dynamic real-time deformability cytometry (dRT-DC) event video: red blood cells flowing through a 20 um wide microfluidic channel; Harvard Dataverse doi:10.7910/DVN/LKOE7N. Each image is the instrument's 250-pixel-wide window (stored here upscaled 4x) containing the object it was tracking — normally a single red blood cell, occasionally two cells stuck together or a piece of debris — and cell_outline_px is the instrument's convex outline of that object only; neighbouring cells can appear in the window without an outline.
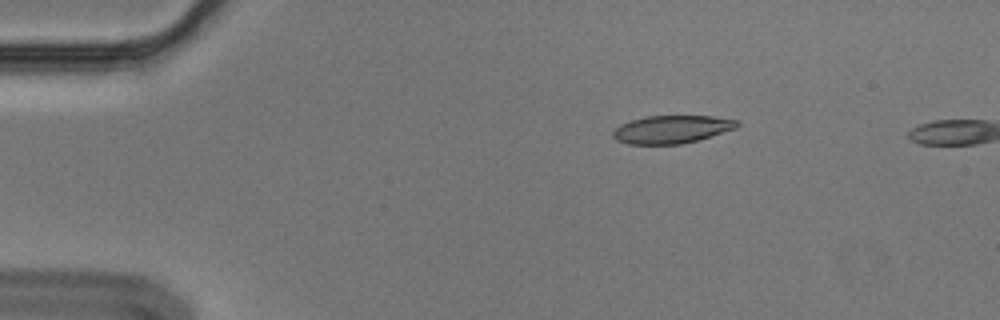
{"species": "Egyptian fruit bat (a non-hibernating species)", "species_latin": "Rousettus aegyptiacus", "temperature_condition": "cold", "stored_images_in_passage": 2, "camera_frame_rate_fps": 3000, "um_per_image_px": 0.085, "animal": {"sex": "male"}, "frame": {"image": 1, "passage_image": 1, "time_ms": 0.0, "image_size_px": [1000, 320], "cell_outline_px": [[740, 124], [736, 128], [696, 140], [680, 144], [628, 144], [616, 140], [612, 136], [612, 132], [620, 124], [644, 116], [712, 116], [736, 120]], "centroid_in_image_um": [57.05, 10.99], "position_along_channel_um": 27.9, "area_um2": 20.0}}